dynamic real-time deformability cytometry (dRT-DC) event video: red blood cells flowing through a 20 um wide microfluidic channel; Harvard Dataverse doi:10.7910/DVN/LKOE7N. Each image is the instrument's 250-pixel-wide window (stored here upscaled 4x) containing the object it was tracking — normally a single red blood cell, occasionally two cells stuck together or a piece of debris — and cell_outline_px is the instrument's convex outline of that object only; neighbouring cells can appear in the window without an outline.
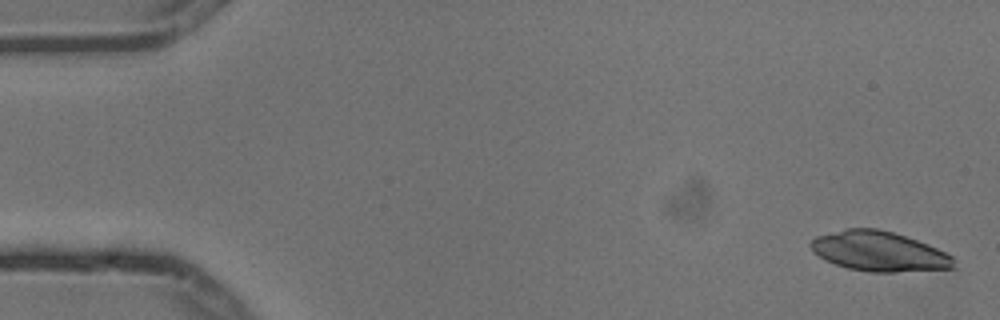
{"species": "common noctule bat (a hibernating species)", "species_latin": "Nyctalus noctula", "temperature_condition": "cold", "stored_images_in_passage": 5, "segment_of_instrument_passage": [2, 2], "camera_frame_rate_fps": 3000, "um_per_image_px": 0.085, "animal": {"sex": "male", "body_mass_g": 13.3}, "frame": {"image": 1, "passage_image": 5, "time_ms": 1.333, "image_size_px": [1000, 320], "cell_outline_px": [[956, 268], [896, 272], [872, 272], [848, 268], [824, 260], [812, 252], [808, 244], [816, 236], [848, 228], [876, 228], [892, 232], [928, 244], [952, 256], [956, 260]], "centroid_in_image_um": [74.71, 21.37], "position_along_channel_um": 10.3, "area_um2": 33.23}}